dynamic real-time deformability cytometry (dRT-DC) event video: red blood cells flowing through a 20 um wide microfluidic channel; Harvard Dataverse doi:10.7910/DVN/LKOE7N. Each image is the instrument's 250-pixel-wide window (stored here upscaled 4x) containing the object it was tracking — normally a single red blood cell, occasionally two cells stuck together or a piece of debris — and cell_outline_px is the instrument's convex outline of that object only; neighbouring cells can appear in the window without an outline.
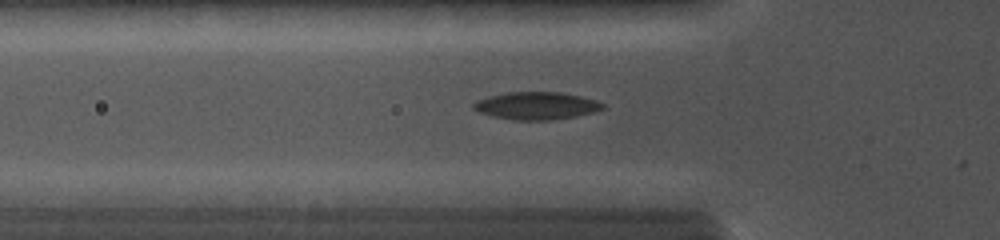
{"species": "common noctule bat (a hibernating species)", "species_latin": "Nyctalus noctula", "temperature_condition": "cold", "stored_images_in_passage": 5, "camera_frame_rate_fps": 5000, "um_per_image_px": 0.085, "animal": {"sex": "female", "body_mass_g": 19.0, "forearm_length_mm": 56.7}, "frame": {"image": 1, "passage_image": 5, "time_ms": 3.8, "image_size_px": [1000, 240], "cell_outline_px": [[604, 108], [592, 112], [576, 116], [552, 120], [516, 120], [492, 116], [480, 112], [472, 108], [472, 104], [476, 100], [488, 96], [508, 92], [560, 92], [580, 96], [596, 100], [604, 104]], "centroid_in_image_um": [45.57, 8.98], "position_along_channel_um": 80.2, "area_um2": 20.69}}